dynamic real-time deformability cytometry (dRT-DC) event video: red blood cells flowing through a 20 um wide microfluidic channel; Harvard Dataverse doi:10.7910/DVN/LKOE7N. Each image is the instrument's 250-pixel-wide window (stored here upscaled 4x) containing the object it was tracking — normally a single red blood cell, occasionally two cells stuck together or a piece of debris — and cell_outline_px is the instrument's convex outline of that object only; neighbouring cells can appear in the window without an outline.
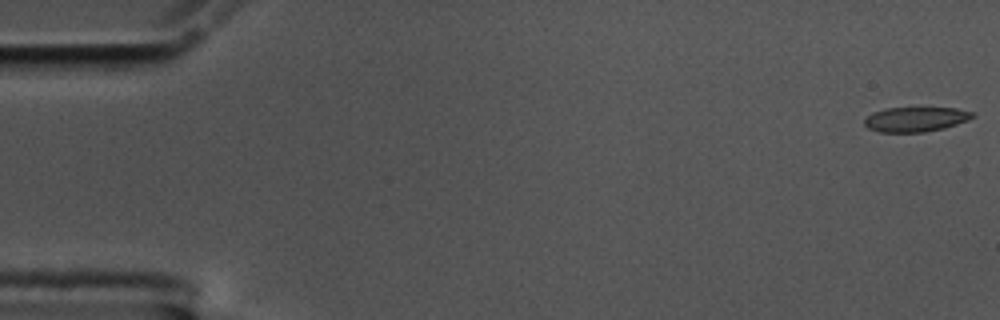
{"species": "common noctule bat (a hibernating species)", "species_latin": "Nyctalus noctula", "temperature_condition": "cold", "stored_images_in_passage": 57, "camera_frame_rate_fps": 3000, "um_per_image_px": 0.085, "animal": {"sex": "male", "body_mass_g": 17.5, "forearm_length_mm": 52.3}, "frame": {"image": 1, "passage_image": 1, "time_ms": 0.0, "image_size_px": [1000, 320], "cell_outline_px": [[976, 116], [968, 120], [944, 128], [924, 132], [880, 132], [868, 128], [864, 124], [864, 120], [872, 112], [884, 108], [956, 108], [972, 112]], "centroid_in_image_um": [77.81, 10.14], "position_along_channel_um": 7.2, "area_um2": 15.55}}
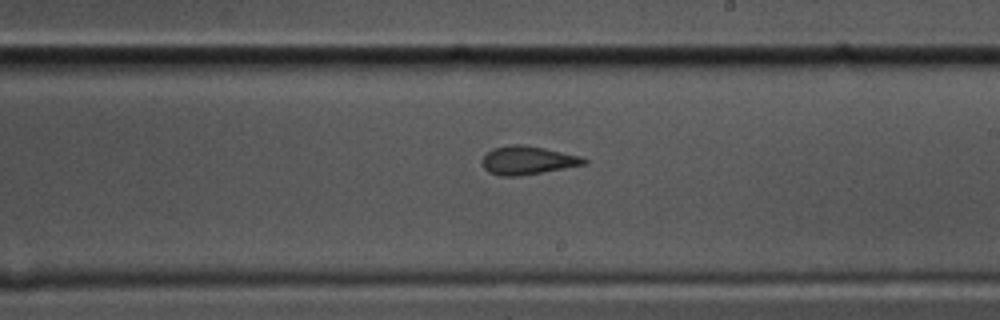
{"frame": {"image": 2, "passage_image": 33, "time_ms": 10.667, "image_size_px": [1000, 320], "cell_outline_px": [[588, 164], [520, 176], [500, 176], [488, 172], [484, 168], [480, 160], [492, 148], [508, 144], [524, 144], [544, 148], [580, 156], [588, 160]], "centroid_in_image_um": [44.82, 13.62], "position_along_channel_um": 244.2, "area_um2": 17.05}}
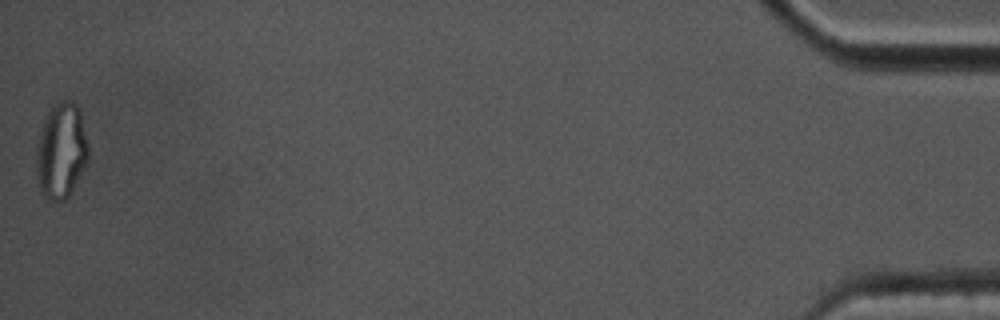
{"frame": {"image": 3, "passage_image": 57, "time_ms": 18.667, "image_size_px": [1000, 320], "cell_outline_px": [[88, 160], [72, 192], [64, 200], [48, 200], [40, 192], [36, 172], [36, 144], [44, 120], [52, 104], [56, 100], [72, 100], [80, 108], [88, 144]], "centroid_in_image_um": [5.2, 12.79], "position_along_channel_um": 430.0, "area_um2": 29.48}, "authors_computed_cell_mechanics": {"area_um2": 16.9932, "velocity_mm_per_s": 3.5294, "shape_relaxation_time_tau1_ms": null, "shape_relaxation_time_tau2_ms": 1.5936, "deformation_change_tau1": null, "deformation_change_tau2": 0.065}}